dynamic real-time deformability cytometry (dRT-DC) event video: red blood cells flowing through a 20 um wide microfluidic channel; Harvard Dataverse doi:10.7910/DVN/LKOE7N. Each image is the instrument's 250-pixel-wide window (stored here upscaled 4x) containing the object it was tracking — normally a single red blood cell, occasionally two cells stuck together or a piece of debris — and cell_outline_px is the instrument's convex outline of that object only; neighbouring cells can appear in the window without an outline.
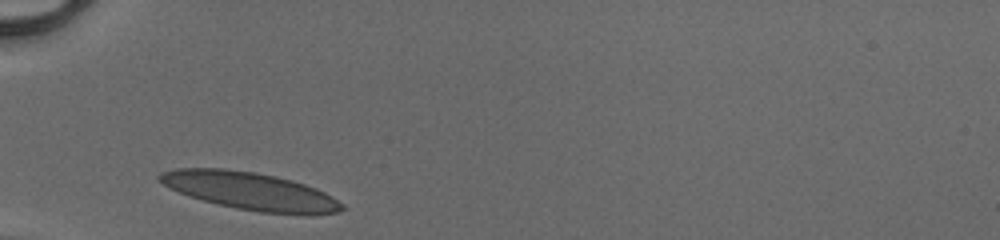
{"species": "human", "species_latin": "Homo sapiens", "temperature_condition": "cold", "stored_images_in_passage": 26, "camera_frame_rate_fps": 3000, "um_per_image_px": 0.085, "donor": {"sex": "male"}, "frame": {"image": 1, "passage_image": 1, "time_ms": 0.0, "image_size_px": [1000, 240], "cell_outline_px": [[344, 208], [340, 212], [308, 216], [260, 212], [236, 208], [188, 196], [168, 188], [156, 180], [156, 176], [160, 172], [176, 168], [224, 168], [252, 172], [276, 176], [292, 180], [316, 188], [332, 196], [344, 204]], "centroid_in_image_um": [21.27, 16.25], "position_along_channel_um": 63.7, "area_um2": 40.4}}
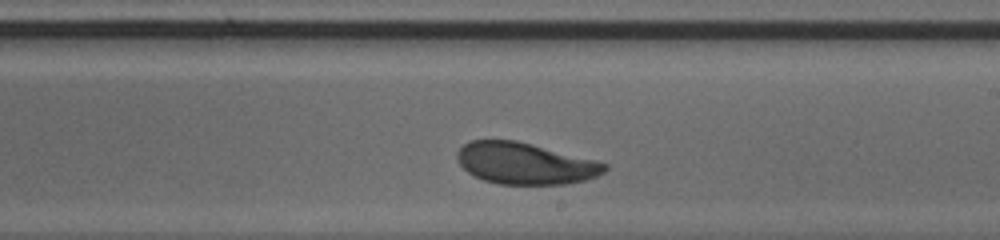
{"frame": {"image": 2, "passage_image": 15, "time_ms": 4.667, "image_size_px": [1000, 240], "cell_outline_px": [[608, 168], [604, 172], [588, 180], [568, 184], [500, 184], [484, 180], [472, 176], [456, 160], [456, 152], [464, 144], [472, 140], [516, 140], [596, 160], [608, 164]], "centroid_in_image_um": [44.64, 13.89], "position_along_channel_um": 244.4, "area_um2": 35.84}}
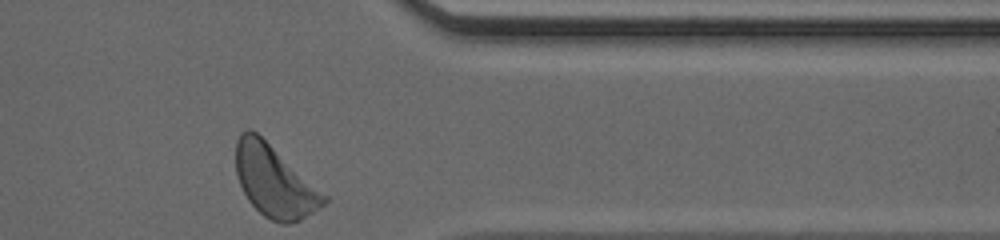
{"frame": {"image": 3, "passage_image": 26, "time_ms": 8.333, "image_size_px": [1000, 240], "cell_outline_px": [[328, 200], [320, 208], [300, 220], [288, 224], [280, 224], [264, 216], [248, 200], [236, 176], [236, 140], [240, 132], [248, 128], [252, 128], [328, 196]], "centroid_in_image_um": [23.31, 15.4], "position_along_channel_um": 388.1, "area_um2": 36.59}, "authors_computed_cell_mechanics": {"area_um2": 36.6452, "velocity_mm_per_s": 4.0833, "shape_relaxation_time_tau1_ms": 2.4163, "shape_relaxation_time_tau2_ms": 1.1404, "deformation_change_tau1": 0.122, "deformation_change_tau2": 0.0651}}